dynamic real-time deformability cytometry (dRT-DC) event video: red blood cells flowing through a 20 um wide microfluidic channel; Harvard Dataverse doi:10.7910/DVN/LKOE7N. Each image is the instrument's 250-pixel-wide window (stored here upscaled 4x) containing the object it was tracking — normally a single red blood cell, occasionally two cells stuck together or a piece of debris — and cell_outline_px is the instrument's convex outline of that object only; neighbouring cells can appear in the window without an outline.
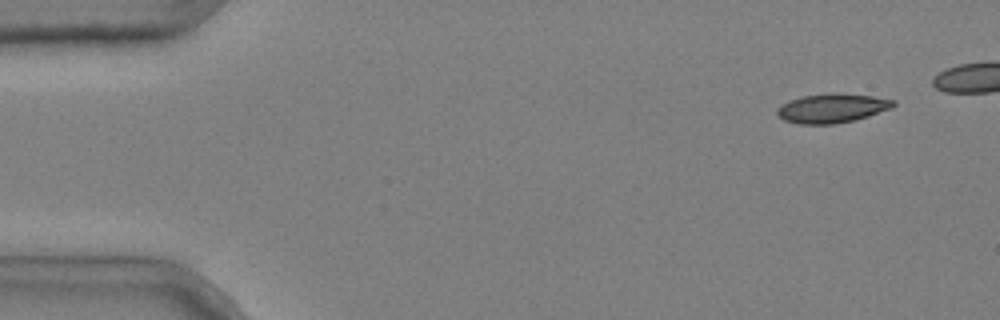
{"species": "common noctule bat (a hibernating species)", "species_latin": "Nyctalus noctula", "temperature_condition": "cold", "stored_images_in_passage": 6, "camera_frame_rate_fps": 3000, "um_per_image_px": 0.085, "animal": {"sex": "male", "body_mass_g": 20.4}, "frame": {"image": 1, "passage_image": 1, "time_ms": 0.0, "image_size_px": [1000, 320], "cell_outline_px": [[896, 104], [892, 108], [856, 120], [832, 124], [800, 124], [784, 120], [776, 112], [776, 108], [780, 104], [788, 100], [800, 96], [828, 92], [836, 92], [872, 96], [896, 100]], "centroid_in_image_um": [70.71, 9.18], "position_along_channel_um": 14.3, "area_um2": 20.11}}